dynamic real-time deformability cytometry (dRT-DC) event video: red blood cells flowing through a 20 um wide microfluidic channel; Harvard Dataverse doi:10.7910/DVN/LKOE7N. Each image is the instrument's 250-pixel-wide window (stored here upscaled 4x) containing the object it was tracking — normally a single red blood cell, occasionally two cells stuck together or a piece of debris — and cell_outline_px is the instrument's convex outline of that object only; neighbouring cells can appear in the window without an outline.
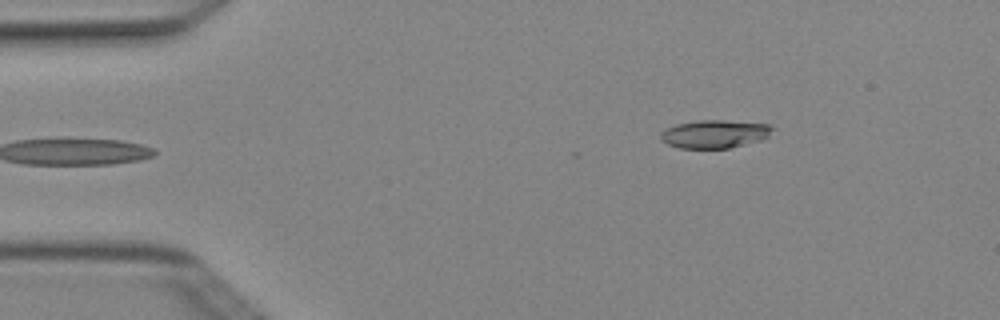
{"species": "Egyptian fruit bat (a non-hibernating species)", "species_latin": "Rousettus aegyptiacus", "temperature_condition": "cold", "stored_images_in_passage": 4, "camera_frame_rate_fps": 3000, "um_per_image_px": 0.085, "animal": {"sex": "female"}, "frame": {"image": 1, "passage_image": 4, "time_ms": 1.0, "image_size_px": [1000, 320], "cell_outline_px": [[776, 128], [764, 140], [728, 148], [680, 148], [668, 144], [660, 140], [660, 132], [676, 124], [700, 120], [724, 120], [768, 124]], "centroid_in_image_um": [60.78, 11.39], "position_along_channel_um": 24.2, "area_um2": 18.44}}